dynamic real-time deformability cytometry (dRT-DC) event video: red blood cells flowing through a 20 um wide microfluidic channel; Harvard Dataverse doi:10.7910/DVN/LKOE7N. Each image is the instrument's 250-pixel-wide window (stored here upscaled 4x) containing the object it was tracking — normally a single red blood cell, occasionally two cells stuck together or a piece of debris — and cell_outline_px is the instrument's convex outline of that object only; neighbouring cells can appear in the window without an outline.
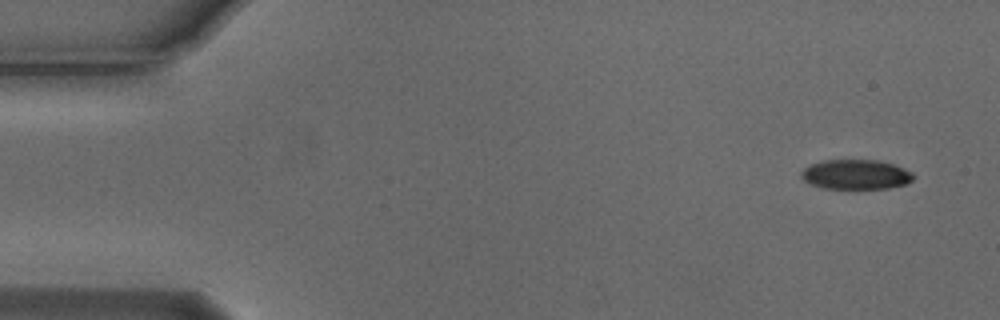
{"species": "Egyptian fruit bat (a non-hibernating species)", "species_latin": "Rousettus aegyptiacus", "temperature_condition": "cold", "stored_images_in_passage": 6, "camera_frame_rate_fps": 3000, "um_per_image_px": 0.085, "animal": {"sex": "male"}, "frame": {"image": 1, "passage_image": 1, "time_ms": 0.0, "image_size_px": [1000, 320], "cell_outline_px": [[916, 176], [912, 180], [904, 184], [888, 188], [824, 188], [812, 184], [804, 180], [800, 172], [804, 168], [812, 164], [824, 160], [876, 160], [892, 164], [904, 168], [912, 172]], "centroid_in_image_um": [72.76, 14.82], "position_along_channel_um": 12.2, "area_um2": 19.19}}
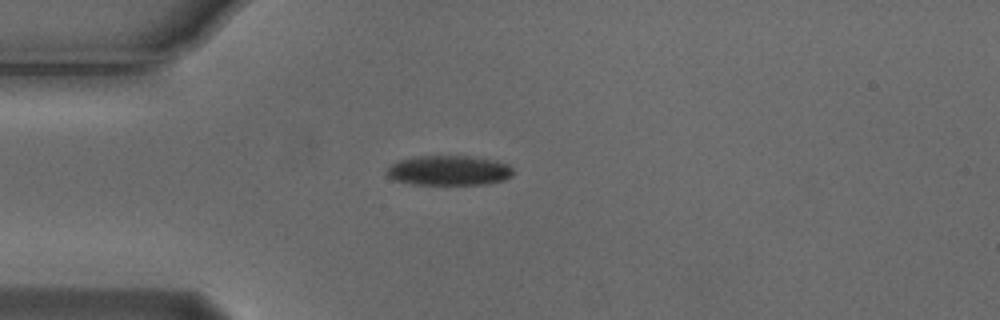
{"frame": {"image": 2, "passage_image": 4, "time_ms": 1.0, "image_size_px": [1000, 320], "cell_outline_px": [[512, 176], [504, 180], [484, 184], [412, 184], [392, 180], [388, 176], [388, 168], [392, 164], [400, 160], [416, 156], [468, 156], [492, 160], [508, 164], [512, 168]], "centroid_in_image_um": [38.15, 14.49], "position_along_channel_um": 46.9, "area_um2": 21.79}}
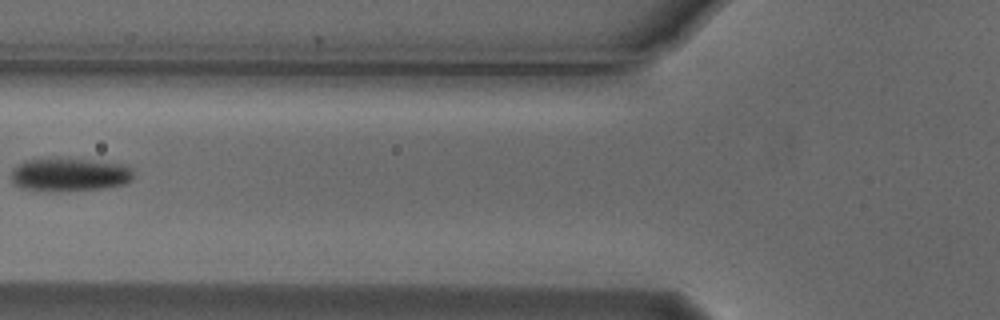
{"frame": {"image": 3, "passage_image": 6, "time_ms": 1.667, "image_size_px": [1000, 320], "cell_outline_px": [[132, 180], [124, 184], [104, 188], [56, 192], [20, 188], [12, 180], [12, 168], [24, 160], [56, 156], [92, 160], [124, 164], [132, 172]], "centroid_in_image_um": [5.86, 14.82], "position_along_channel_um": 119.9, "area_um2": 24.33}}